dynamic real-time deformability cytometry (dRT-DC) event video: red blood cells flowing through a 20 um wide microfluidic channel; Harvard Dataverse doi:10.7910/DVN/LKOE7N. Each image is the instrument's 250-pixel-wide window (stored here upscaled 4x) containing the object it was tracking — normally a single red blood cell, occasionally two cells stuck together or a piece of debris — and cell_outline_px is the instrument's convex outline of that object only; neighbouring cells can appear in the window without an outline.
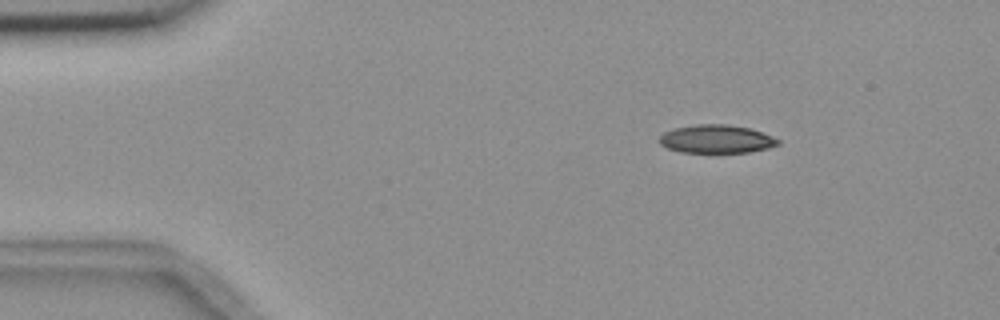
{"species": "common noctule bat (a hibernating species)", "species_latin": "Nyctalus noctula", "temperature_condition": "room temperature", "stored_images_in_passage": 5, "camera_frame_rate_fps": 3000, "um_per_image_px": 0.085, "animal": {"sex": "female", "body_mass_g": 18.4}, "frame": {"image": 1, "passage_image": 2, "time_ms": 1.333, "image_size_px": [1000, 320], "cell_outline_px": [[780, 144], [768, 148], [748, 152], [680, 152], [668, 148], [660, 144], [660, 136], [664, 132], [672, 128], [696, 124], [728, 124], [748, 128], [772, 136], [780, 140]], "centroid_in_image_um": [60.88, 11.81], "position_along_channel_um": 24.1, "area_um2": 19.48}}
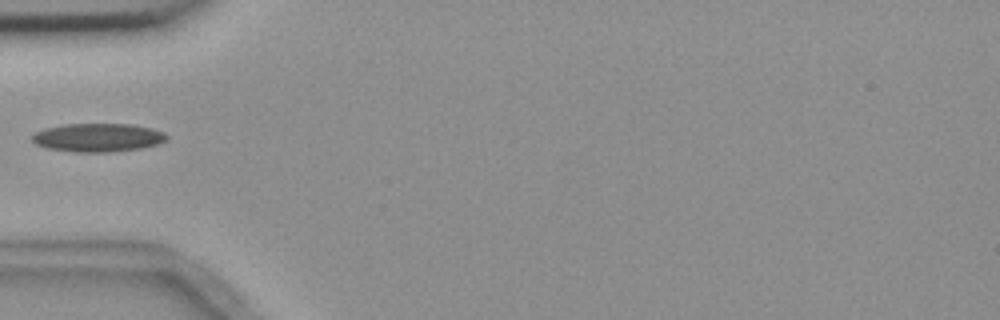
{"frame": {"image": 2, "passage_image": 5, "time_ms": 4.667, "image_size_px": [1000, 320], "cell_outline_px": [[168, 140], [160, 144], [140, 148], [108, 152], [76, 152], [48, 148], [36, 144], [32, 140], [32, 136], [36, 132], [48, 128], [64, 124], [132, 124], [152, 128], [164, 132], [168, 136]], "centroid_in_image_um": [8.38, 11.69], "position_along_channel_um": 76.6, "area_um2": 22.25}}